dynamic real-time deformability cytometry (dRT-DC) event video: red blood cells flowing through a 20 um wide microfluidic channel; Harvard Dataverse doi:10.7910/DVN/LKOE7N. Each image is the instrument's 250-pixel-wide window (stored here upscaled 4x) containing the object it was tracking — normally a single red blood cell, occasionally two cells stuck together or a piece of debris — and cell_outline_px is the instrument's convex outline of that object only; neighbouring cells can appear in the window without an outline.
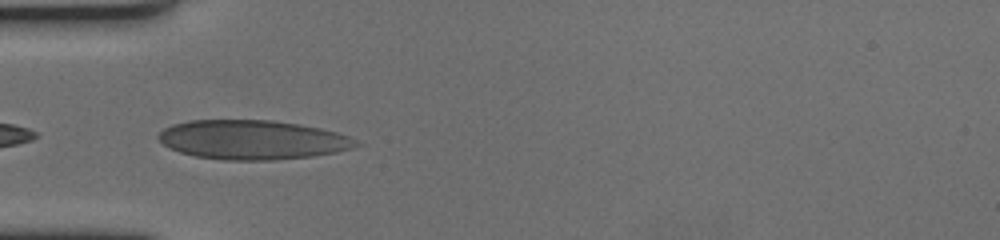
{"species": "human", "species_latin": "Homo sapiens", "temperature_condition": "cold", "stored_images_in_passage": 42, "camera_frame_rate_fps": 3000, "um_per_image_px": 0.085, "donor": {"sex": "female"}, "frame": {"image": 1, "passage_image": 1, "time_ms": 0.0, "image_size_px": [1000, 240], "cell_outline_px": [[364, 144], [352, 148], [336, 152], [312, 156], [272, 160], [224, 160], [196, 156], [180, 152], [168, 148], [156, 136], [164, 128], [172, 124], [188, 120], [272, 120], [320, 128], [336, 132], [348, 136]], "centroid_in_image_um": [21.45, 11.88], "position_along_channel_um": 63.6, "area_um2": 45.26}}
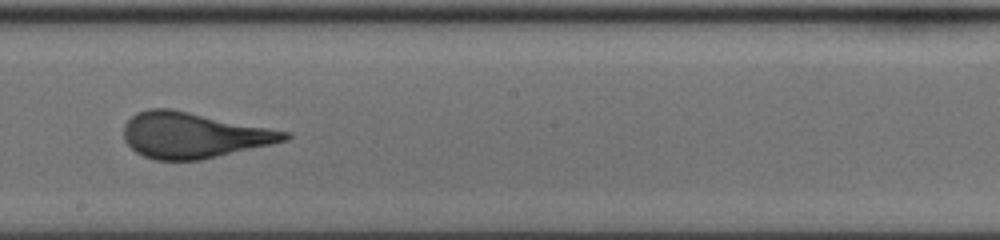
{"frame": {"image": 2, "passage_image": 16, "time_ms": 5.0, "image_size_px": [1000, 240], "cell_outline_px": [[292, 136], [288, 140], [272, 144], [200, 160], [156, 160], [144, 156], [136, 152], [124, 140], [124, 124], [136, 112], [148, 108], [172, 108], [292, 132]], "centroid_in_image_um": [16.46, 11.48], "position_along_channel_um": 231.7, "area_um2": 43.06}}
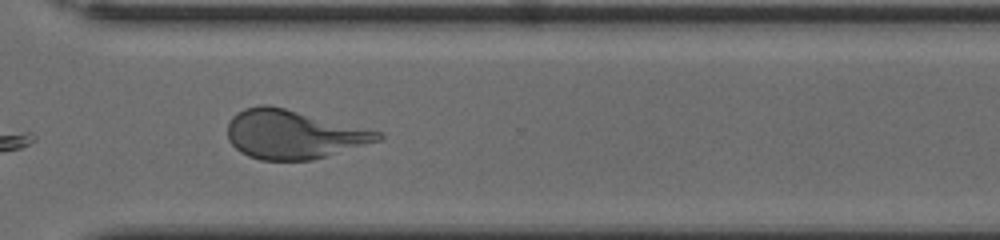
{"frame": {"image": 3, "passage_image": 26, "time_ms": 8.333, "image_size_px": [1000, 240], "cell_outline_px": [[384, 136], [380, 140], [312, 160], [260, 160], [248, 156], [240, 152], [228, 140], [228, 124], [232, 116], [236, 112], [244, 108], [260, 104], [268, 104], [380, 132]], "centroid_in_image_um": [24.86, 11.42], "position_along_channel_um": 345.7, "area_um2": 42.31}, "authors_computed_cell_mechanics": {"area_um2": 42.8587, "velocity_mm_per_s": 3.4046, "shape_relaxation_time_tau1_ms": 6.1847, "shape_relaxation_time_tau2_ms": null, "deformation_change_tau1": 0.1857, "deformation_change_tau2": null}}